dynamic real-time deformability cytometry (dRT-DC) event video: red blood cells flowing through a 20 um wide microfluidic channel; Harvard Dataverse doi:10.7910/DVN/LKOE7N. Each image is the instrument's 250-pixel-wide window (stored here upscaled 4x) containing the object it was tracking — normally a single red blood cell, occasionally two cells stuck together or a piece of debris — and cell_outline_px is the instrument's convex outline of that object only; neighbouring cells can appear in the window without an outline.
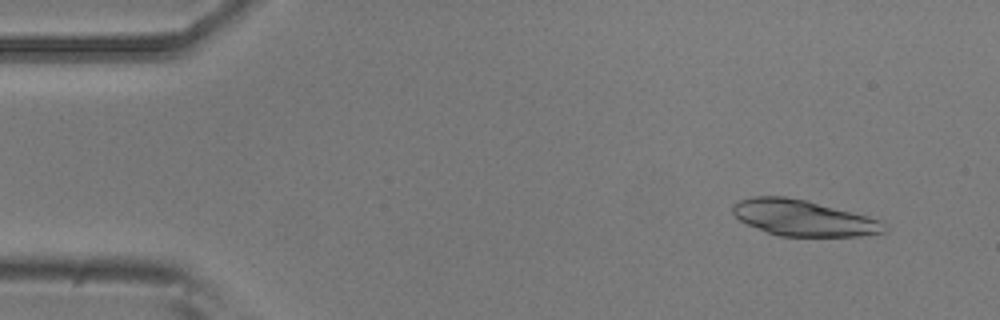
{"species": "common noctule bat (a hibernating species)", "species_latin": "Nyctalus noctula", "temperature_condition": "room temperature", "stored_images_in_passage": 4, "camera_frame_rate_fps": 3000, "um_per_image_px": 0.085, "animal": {"sex": "male", "body_mass_g": 20.5, "forearm_length_mm": 52.5}, "frame": {"image": 1, "passage_image": 1, "time_ms": 0.0, "image_size_px": [1000, 320], "cell_outline_px": [[884, 232], [860, 236], [780, 236], [768, 232], [748, 224], [740, 220], [732, 212], [732, 204], [740, 200], [752, 196], [784, 196], [808, 200], [868, 216], [880, 220]], "centroid_in_image_um": [68.24, 18.51], "position_along_channel_um": 16.8, "area_um2": 31.44}}